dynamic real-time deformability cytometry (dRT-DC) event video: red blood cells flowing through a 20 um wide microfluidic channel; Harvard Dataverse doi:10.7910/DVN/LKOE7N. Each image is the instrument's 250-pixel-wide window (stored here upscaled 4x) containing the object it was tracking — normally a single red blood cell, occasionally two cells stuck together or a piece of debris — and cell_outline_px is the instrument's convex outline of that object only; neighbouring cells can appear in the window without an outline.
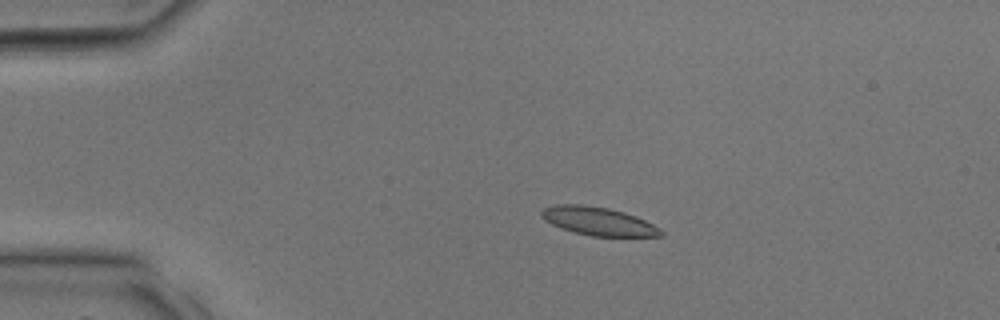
{"species": "common noctule bat (a hibernating species)", "species_latin": "Nyctalus noctula", "temperature_condition": "room temperature", "stored_images_in_passage": 32, "camera_frame_rate_fps": 3000, "um_per_image_px": 0.085, "animal": {"sex": "male", "body_mass_g": 17.9, "forearm_length_mm": 54.2}, "frame": {"image": 1, "passage_image": 7, "time_ms": 2.0, "image_size_px": [1000, 320], "cell_outline_px": [[664, 236], [592, 236], [576, 232], [552, 224], [544, 220], [540, 216], [540, 212], [544, 208], [556, 204], [584, 204], [608, 208], [624, 212], [636, 216], [660, 228], [664, 232]], "centroid_in_image_um": [50.86, 18.79], "position_along_channel_um": 34.1, "area_um2": 19.59}}
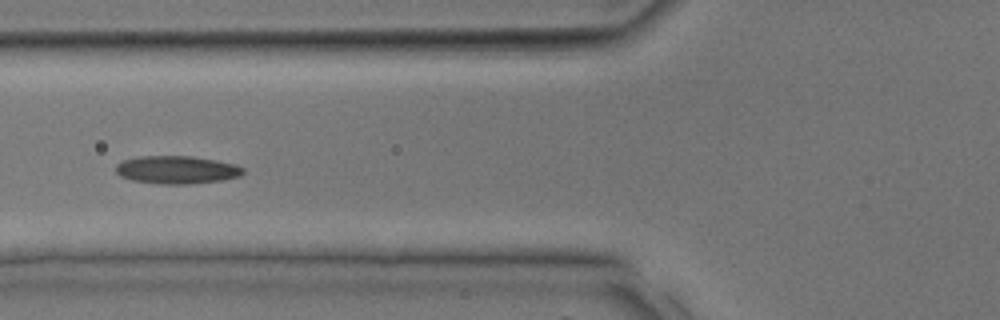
{"frame": {"image": 2, "passage_image": 13, "time_ms": 4.0, "image_size_px": [1000, 320], "cell_outline_px": [[244, 172], [240, 176], [220, 180], [192, 184], [160, 184], [132, 180], [120, 176], [116, 172], [116, 164], [124, 160], [140, 156], [192, 156], [216, 160], [236, 164], [244, 168]], "centroid_in_image_um": [15.03, 14.43], "position_along_channel_um": 110.8, "area_um2": 20.75}}
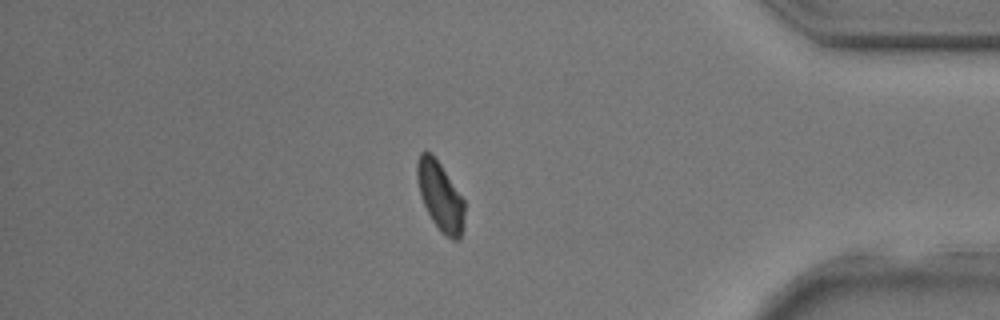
{"frame": {"image": 3, "passage_image": 28, "time_ms": 9.0, "image_size_px": [1000, 320], "cell_outline_px": [[464, 228], [460, 240], [452, 240], [440, 232], [432, 220], [424, 204], [416, 180], [416, 160], [420, 152], [424, 148], [432, 152], [464, 200]], "centroid_in_image_um": [37.4, 16.66], "position_along_channel_um": 397.8, "area_um2": 19.31}}